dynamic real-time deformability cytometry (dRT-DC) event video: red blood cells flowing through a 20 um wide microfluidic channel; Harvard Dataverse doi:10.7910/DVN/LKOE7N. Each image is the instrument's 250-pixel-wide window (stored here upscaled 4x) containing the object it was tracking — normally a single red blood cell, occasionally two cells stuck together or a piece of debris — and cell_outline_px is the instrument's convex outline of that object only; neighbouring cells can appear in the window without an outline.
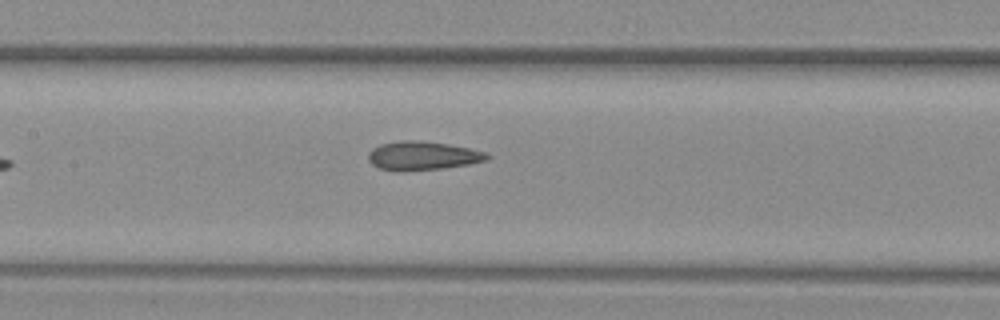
{"species": "common noctule bat (a hibernating species)", "species_latin": "Nyctalus noctula", "temperature_condition": "warm", "stored_images_in_passage": 8, "camera_frame_rate_fps": 3000, "um_per_image_px": 0.085, "animal": {"sex": "female", "body_mass_g": 29.2, "forearm_length_mm": 56.3}, "frame": {"image": 1, "passage_image": 8, "time_ms": 2.333, "image_size_px": [1000, 320], "cell_outline_px": [[492, 156], [488, 160], [468, 164], [444, 168], [400, 172], [396, 172], [380, 168], [372, 164], [368, 160], [368, 152], [372, 148], [380, 144], [400, 140], [416, 140], [448, 144], [468, 148], [484, 152]], "centroid_in_image_um": [35.89, 13.25], "position_along_channel_um": 171.5, "area_um2": 20.06}}